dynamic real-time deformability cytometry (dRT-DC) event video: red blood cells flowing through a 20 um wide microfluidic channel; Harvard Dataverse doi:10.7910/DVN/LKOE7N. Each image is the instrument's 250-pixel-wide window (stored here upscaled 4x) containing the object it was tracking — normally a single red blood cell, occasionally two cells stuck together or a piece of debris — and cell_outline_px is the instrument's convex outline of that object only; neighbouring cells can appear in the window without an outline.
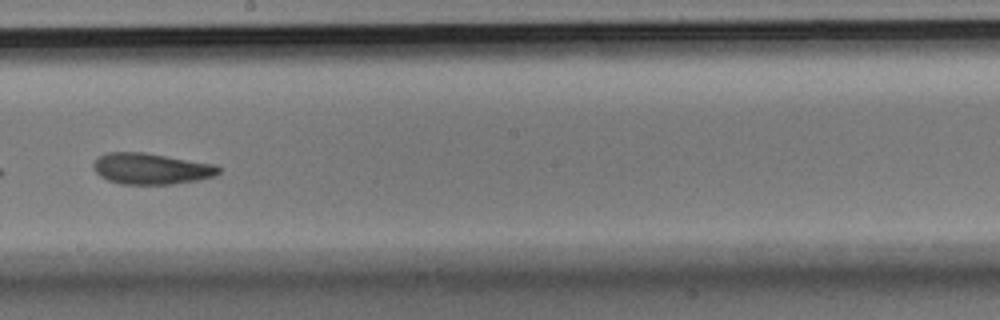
{"species": "Egyptian fruit bat (a non-hibernating species)", "species_latin": "Rousettus aegyptiacus", "temperature_condition": "room temperature", "stored_images_in_passage": 44, "camera_frame_rate_fps": 3000, "um_per_image_px": 0.085, "animal": {"sex": "male"}, "frame": {"image": 1, "passage_image": 24, "time_ms": 7.667, "image_size_px": [1000, 320], "cell_outline_px": [[220, 172], [216, 176], [200, 180], [172, 184], [120, 184], [108, 180], [100, 176], [96, 172], [92, 164], [96, 156], [104, 152], [144, 152], [216, 164], [220, 168]], "centroid_in_image_um": [12.84, 14.33], "position_along_channel_um": 235.4, "area_um2": 23.06}}
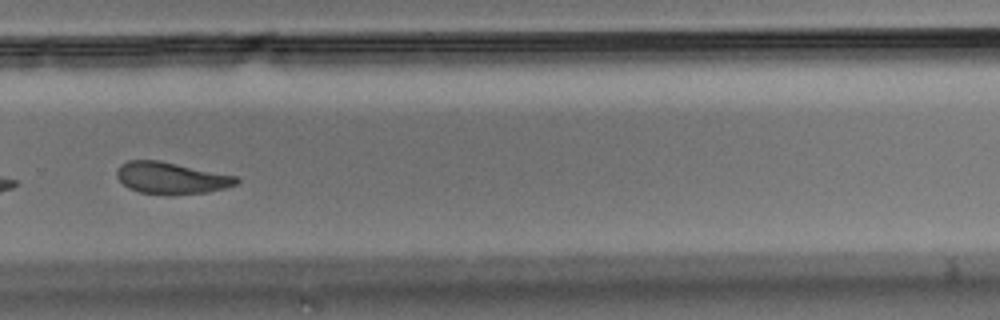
{"frame": {"image": 2, "passage_image": 30, "time_ms": 9.667, "image_size_px": [1000, 320], "cell_outline_px": [[240, 180], [236, 184], [224, 188], [208, 192], [140, 192], [128, 188], [116, 176], [116, 172], [120, 164], [128, 160], [160, 160], [236, 176]], "centroid_in_image_um": [14.53, 15.08], "position_along_channel_um": 315.3, "area_um2": 21.33}}
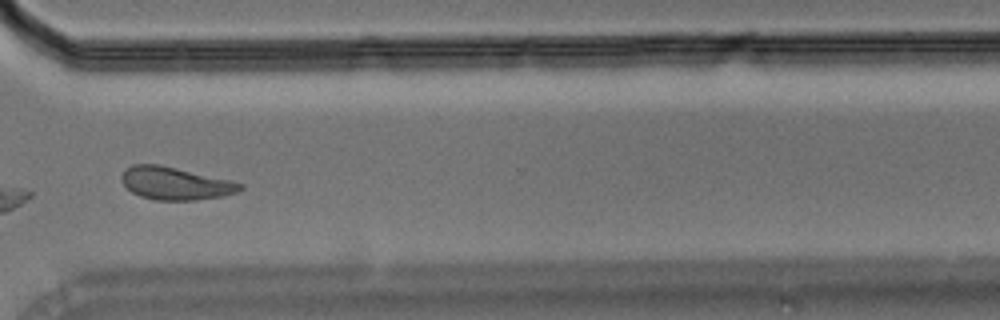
{"frame": {"image": 3, "passage_image": 33, "time_ms": 10.667, "image_size_px": [1000, 320], "cell_outline_px": [[244, 188], [236, 192], [224, 196], [196, 200], [156, 200], [140, 196], [132, 192], [120, 180], [120, 176], [132, 164], [160, 164], [232, 180], [244, 184]], "centroid_in_image_um": [14.93, 15.58], "position_along_channel_um": 355.7, "area_um2": 22.72}}